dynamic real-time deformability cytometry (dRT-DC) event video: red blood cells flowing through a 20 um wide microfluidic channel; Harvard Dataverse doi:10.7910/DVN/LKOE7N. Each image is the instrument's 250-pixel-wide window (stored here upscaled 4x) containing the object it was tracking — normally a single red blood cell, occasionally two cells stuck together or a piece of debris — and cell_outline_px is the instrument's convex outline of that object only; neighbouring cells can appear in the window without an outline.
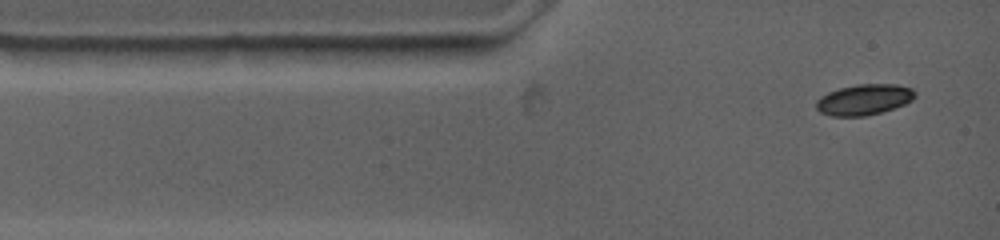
{"species": "common noctule bat (a hibernating species)", "species_latin": "Nyctalus noctula", "temperature_condition": "warm", "stored_images_in_passage": 6, "camera_frame_rate_fps": 4500, "um_per_image_px": 0.085, "animal": {"sex": "female", "body_mass_g": 19.0, "forearm_length_mm": 53.3}, "frame": {"image": 1, "passage_image": 1, "time_ms": 0.0, "image_size_px": [1000, 240], "cell_outline_px": [[916, 96], [912, 100], [904, 104], [880, 112], [864, 116], [832, 116], [820, 112], [816, 108], [816, 100], [820, 96], [828, 92], [840, 88], [856, 84], [896, 84], [912, 88], [916, 92]], "centroid_in_image_um": [73.43, 8.45], "position_along_channel_um": 11.6, "area_um2": 17.69}}
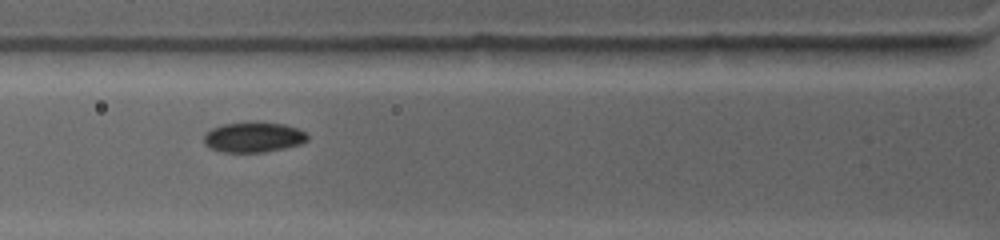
{"frame": {"image": 2, "passage_image": 5, "time_ms": 3.333, "image_size_px": [1000, 240], "cell_outline_px": [[308, 140], [300, 144], [284, 148], [264, 152], [224, 152], [208, 148], [204, 144], [204, 132], [212, 128], [224, 124], [284, 124], [296, 128], [304, 132], [308, 136]], "centroid_in_image_um": [21.5, 11.7], "position_along_channel_um": 104.3, "area_um2": 17.74}}
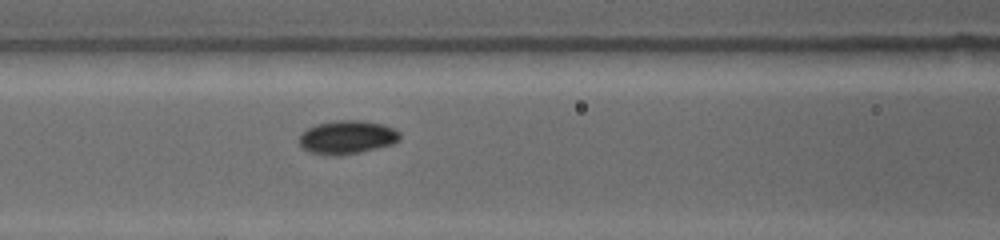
{"frame": {"image": 3, "passage_image": 6, "time_ms": 4.222, "image_size_px": [1000, 240], "cell_outline_px": [[400, 140], [392, 144], [376, 148], [336, 156], [328, 156], [308, 152], [300, 144], [300, 132], [316, 124], [336, 120], [360, 120], [384, 124], [400, 132]], "centroid_in_image_um": [29.49, 11.66], "position_along_channel_um": 137.1, "area_um2": 19.65}}